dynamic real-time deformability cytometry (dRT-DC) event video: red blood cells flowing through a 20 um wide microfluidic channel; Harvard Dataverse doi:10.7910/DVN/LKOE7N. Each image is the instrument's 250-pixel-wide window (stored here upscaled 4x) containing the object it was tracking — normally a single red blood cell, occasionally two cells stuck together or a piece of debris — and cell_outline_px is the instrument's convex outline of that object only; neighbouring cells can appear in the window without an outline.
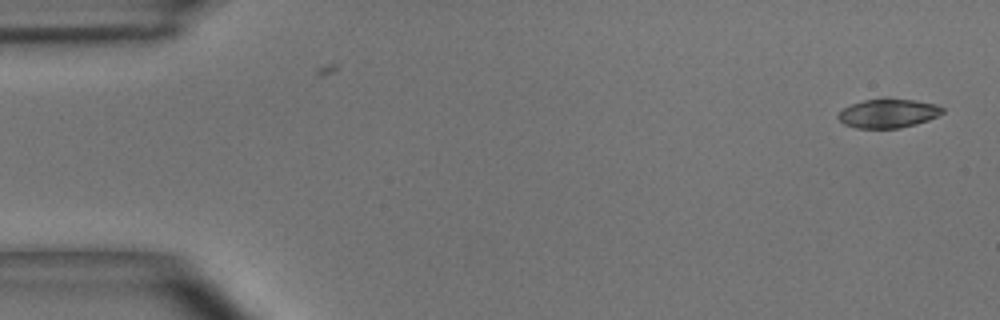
{"species": "common noctule bat (a hibernating species)", "species_latin": "Nyctalus noctula", "temperature_condition": "room temperature", "stored_images_in_passage": 9, "camera_frame_rate_fps": 3000, "um_per_image_px": 0.085, "animal": {"sex": "male", "body_mass_g": 15.6}, "frame": {"image": 1, "passage_image": 1, "time_ms": 0.0, "image_size_px": [1000, 320], "cell_outline_px": [[944, 112], [928, 120], [916, 124], [900, 128], [856, 128], [844, 124], [836, 116], [844, 108], [852, 104], [864, 100], [916, 100], [936, 104], [944, 108]], "centroid_in_image_um": [75.51, 9.65], "position_along_channel_um": 9.5, "area_um2": 17.22}}